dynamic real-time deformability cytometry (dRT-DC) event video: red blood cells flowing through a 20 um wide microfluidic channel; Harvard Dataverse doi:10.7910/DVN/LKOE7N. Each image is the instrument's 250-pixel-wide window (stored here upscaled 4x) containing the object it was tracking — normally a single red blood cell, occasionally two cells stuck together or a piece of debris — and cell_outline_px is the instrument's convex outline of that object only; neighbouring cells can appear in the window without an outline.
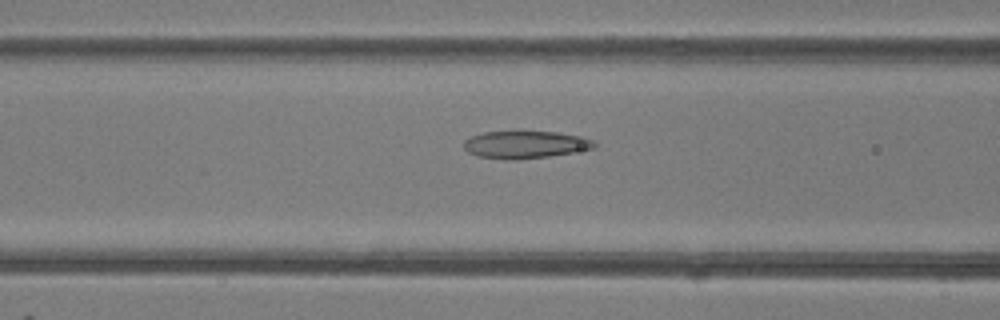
{"species": "common noctule bat (a hibernating species)", "species_latin": "Nyctalus noctula", "temperature_condition": "room temperature", "stored_images_in_passage": 35, "camera_frame_rate_fps": 3000, "um_per_image_px": 0.085, "animal": {"sex": "female"}, "frame": {"image": 1, "passage_image": 12, "time_ms": 3.667, "image_size_px": [1000, 320], "cell_outline_px": [[596, 148], [548, 156], [508, 160], [480, 156], [468, 152], [464, 148], [464, 140], [472, 136], [484, 132], [516, 128], [524, 128], [556, 132], [584, 136], [592, 140], [596, 144]], "centroid_in_image_um": [44.65, 12.22], "position_along_channel_um": 122.0, "area_um2": 21.73}}
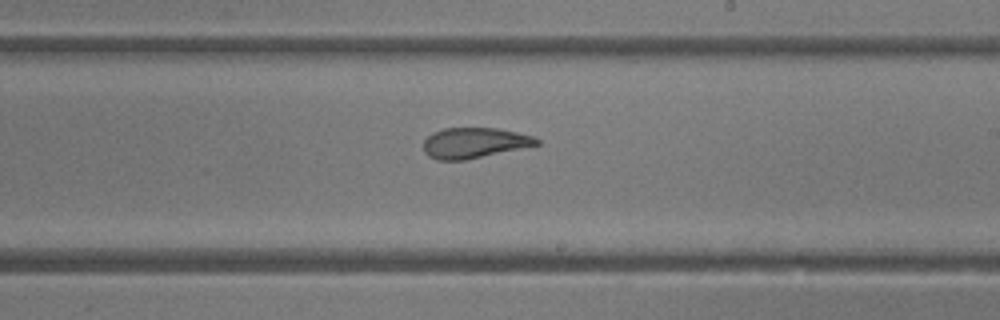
{"frame": {"image": 2, "passage_image": 21, "time_ms": 6.667, "image_size_px": [1000, 320], "cell_outline_px": [[540, 144], [464, 160], [436, 160], [428, 156], [424, 152], [424, 140], [432, 132], [444, 128], [496, 128], [516, 132], [532, 136], [540, 140]], "centroid_in_image_um": [40.27, 12.14], "position_along_channel_um": 248.7, "area_um2": 19.94}}
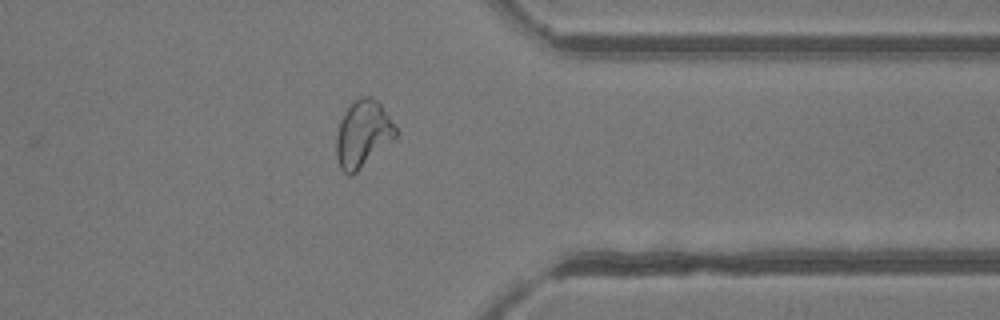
{"frame": {"image": 3, "passage_image": 31, "time_ms": 10.0, "image_size_px": [1000, 320], "cell_outline_px": [[400, 132], [396, 136], [352, 176], [348, 176], [340, 168], [336, 156], [336, 136], [340, 120], [344, 112], [352, 100], [360, 96], [372, 96], [380, 104]], "centroid_in_image_um": [30.82, 11.36], "position_along_channel_um": 380.6, "area_um2": 23.18}, "authors_computed_cell_mechanics": {"area_um2": 21.7328, "velocity_mm_per_s": 4.2332, "shape_relaxation_time_tau1_ms": null, "shape_relaxation_time_tau2_ms": 1.8876, "deformation_change_tau1": null, "deformation_change_tau2": 0.0955}}